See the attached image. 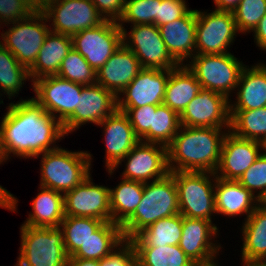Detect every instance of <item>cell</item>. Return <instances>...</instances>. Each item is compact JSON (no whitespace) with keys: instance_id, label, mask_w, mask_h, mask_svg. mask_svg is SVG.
Returning <instances> with one entry per match:
<instances>
[{"instance_id":"cell-1","label":"cell","mask_w":266,"mask_h":266,"mask_svg":"<svg viewBox=\"0 0 266 266\" xmlns=\"http://www.w3.org/2000/svg\"><path fill=\"white\" fill-rule=\"evenodd\" d=\"M7 109L0 122L4 162L11 153L20 158H38L39 154L58 148L54 144L66 135L62 123L33 98L10 103Z\"/></svg>"},{"instance_id":"cell-2","label":"cell","mask_w":266,"mask_h":266,"mask_svg":"<svg viewBox=\"0 0 266 266\" xmlns=\"http://www.w3.org/2000/svg\"><path fill=\"white\" fill-rule=\"evenodd\" d=\"M222 129L181 126L167 147L169 171L215 173L227 134Z\"/></svg>"},{"instance_id":"cell-3","label":"cell","mask_w":266,"mask_h":266,"mask_svg":"<svg viewBox=\"0 0 266 266\" xmlns=\"http://www.w3.org/2000/svg\"><path fill=\"white\" fill-rule=\"evenodd\" d=\"M179 214L178 190L174 177L144 183L143 196L133 215L121 226L124 239H131L156 221Z\"/></svg>"},{"instance_id":"cell-4","label":"cell","mask_w":266,"mask_h":266,"mask_svg":"<svg viewBox=\"0 0 266 266\" xmlns=\"http://www.w3.org/2000/svg\"><path fill=\"white\" fill-rule=\"evenodd\" d=\"M39 155L42 187L65 194L91 175L92 157L87 151L71 152L58 147Z\"/></svg>"},{"instance_id":"cell-5","label":"cell","mask_w":266,"mask_h":266,"mask_svg":"<svg viewBox=\"0 0 266 266\" xmlns=\"http://www.w3.org/2000/svg\"><path fill=\"white\" fill-rule=\"evenodd\" d=\"M18 266H65L68 255L60 227L21 226Z\"/></svg>"},{"instance_id":"cell-6","label":"cell","mask_w":266,"mask_h":266,"mask_svg":"<svg viewBox=\"0 0 266 266\" xmlns=\"http://www.w3.org/2000/svg\"><path fill=\"white\" fill-rule=\"evenodd\" d=\"M170 173L174 177L178 190L179 214L189 218L212 221L211 214L216 213L215 173L192 171Z\"/></svg>"},{"instance_id":"cell-7","label":"cell","mask_w":266,"mask_h":266,"mask_svg":"<svg viewBox=\"0 0 266 266\" xmlns=\"http://www.w3.org/2000/svg\"><path fill=\"white\" fill-rule=\"evenodd\" d=\"M187 68L195 75L203 89L224 95L229 99L236 89L246 65L230 52L222 54H195Z\"/></svg>"},{"instance_id":"cell-8","label":"cell","mask_w":266,"mask_h":266,"mask_svg":"<svg viewBox=\"0 0 266 266\" xmlns=\"http://www.w3.org/2000/svg\"><path fill=\"white\" fill-rule=\"evenodd\" d=\"M46 22L48 20L44 13L35 10L28 17L12 23L13 27L1 33L3 41L0 42L28 69L34 64L51 30Z\"/></svg>"},{"instance_id":"cell-9","label":"cell","mask_w":266,"mask_h":266,"mask_svg":"<svg viewBox=\"0 0 266 266\" xmlns=\"http://www.w3.org/2000/svg\"><path fill=\"white\" fill-rule=\"evenodd\" d=\"M41 11L49 22L53 21L50 31L71 37L105 21L91 0H47Z\"/></svg>"},{"instance_id":"cell-10","label":"cell","mask_w":266,"mask_h":266,"mask_svg":"<svg viewBox=\"0 0 266 266\" xmlns=\"http://www.w3.org/2000/svg\"><path fill=\"white\" fill-rule=\"evenodd\" d=\"M72 43L97 72L123 44V30L117 22L105 20L95 28L74 34Z\"/></svg>"},{"instance_id":"cell-11","label":"cell","mask_w":266,"mask_h":266,"mask_svg":"<svg viewBox=\"0 0 266 266\" xmlns=\"http://www.w3.org/2000/svg\"><path fill=\"white\" fill-rule=\"evenodd\" d=\"M195 54L228 53L227 48L239 34L233 13L214 10L211 13L196 10Z\"/></svg>"},{"instance_id":"cell-12","label":"cell","mask_w":266,"mask_h":266,"mask_svg":"<svg viewBox=\"0 0 266 266\" xmlns=\"http://www.w3.org/2000/svg\"><path fill=\"white\" fill-rule=\"evenodd\" d=\"M31 85L36 94L33 99L61 123L78 108L79 97L84 87L58 75L39 78Z\"/></svg>"},{"instance_id":"cell-13","label":"cell","mask_w":266,"mask_h":266,"mask_svg":"<svg viewBox=\"0 0 266 266\" xmlns=\"http://www.w3.org/2000/svg\"><path fill=\"white\" fill-rule=\"evenodd\" d=\"M132 26L129 34L122 29L123 44L135 54L142 68L170 70L179 66L167 51L155 24Z\"/></svg>"},{"instance_id":"cell-14","label":"cell","mask_w":266,"mask_h":266,"mask_svg":"<svg viewBox=\"0 0 266 266\" xmlns=\"http://www.w3.org/2000/svg\"><path fill=\"white\" fill-rule=\"evenodd\" d=\"M125 159L126 168L121 176L124 179L148 183L151 179L155 181L170 173L167 147L160 144L139 141L113 169L107 170L109 174L112 175Z\"/></svg>"},{"instance_id":"cell-15","label":"cell","mask_w":266,"mask_h":266,"mask_svg":"<svg viewBox=\"0 0 266 266\" xmlns=\"http://www.w3.org/2000/svg\"><path fill=\"white\" fill-rule=\"evenodd\" d=\"M230 102L222 94L202 89L180 114L181 126L224 127L230 131Z\"/></svg>"},{"instance_id":"cell-16","label":"cell","mask_w":266,"mask_h":266,"mask_svg":"<svg viewBox=\"0 0 266 266\" xmlns=\"http://www.w3.org/2000/svg\"><path fill=\"white\" fill-rule=\"evenodd\" d=\"M117 110V96L102 85H84L78 108L62 123L65 134L75 131L86 123L98 125Z\"/></svg>"},{"instance_id":"cell-17","label":"cell","mask_w":266,"mask_h":266,"mask_svg":"<svg viewBox=\"0 0 266 266\" xmlns=\"http://www.w3.org/2000/svg\"><path fill=\"white\" fill-rule=\"evenodd\" d=\"M109 189L94 185L91 176L64 194L65 216L91 217L111 222Z\"/></svg>"},{"instance_id":"cell-18","label":"cell","mask_w":266,"mask_h":266,"mask_svg":"<svg viewBox=\"0 0 266 266\" xmlns=\"http://www.w3.org/2000/svg\"><path fill=\"white\" fill-rule=\"evenodd\" d=\"M169 74L170 70L142 68L139 74L117 96V108L163 104ZM120 95L125 96L121 99Z\"/></svg>"},{"instance_id":"cell-19","label":"cell","mask_w":266,"mask_h":266,"mask_svg":"<svg viewBox=\"0 0 266 266\" xmlns=\"http://www.w3.org/2000/svg\"><path fill=\"white\" fill-rule=\"evenodd\" d=\"M260 149L262 150V142L239 138L228 131L223 139L215 176L226 180H238L260 156Z\"/></svg>"},{"instance_id":"cell-20","label":"cell","mask_w":266,"mask_h":266,"mask_svg":"<svg viewBox=\"0 0 266 266\" xmlns=\"http://www.w3.org/2000/svg\"><path fill=\"white\" fill-rule=\"evenodd\" d=\"M218 228L212 221L183 216L179 247L195 263H208L216 258L221 246L211 241Z\"/></svg>"},{"instance_id":"cell-21","label":"cell","mask_w":266,"mask_h":266,"mask_svg":"<svg viewBox=\"0 0 266 266\" xmlns=\"http://www.w3.org/2000/svg\"><path fill=\"white\" fill-rule=\"evenodd\" d=\"M98 125L104 127L106 169H113L140 139L135 135L127 115L118 109Z\"/></svg>"},{"instance_id":"cell-22","label":"cell","mask_w":266,"mask_h":266,"mask_svg":"<svg viewBox=\"0 0 266 266\" xmlns=\"http://www.w3.org/2000/svg\"><path fill=\"white\" fill-rule=\"evenodd\" d=\"M142 66L124 44L96 72V83L118 96L139 74Z\"/></svg>"},{"instance_id":"cell-23","label":"cell","mask_w":266,"mask_h":266,"mask_svg":"<svg viewBox=\"0 0 266 266\" xmlns=\"http://www.w3.org/2000/svg\"><path fill=\"white\" fill-rule=\"evenodd\" d=\"M196 10H190L184 17L158 27L167 51L179 64L195 55Z\"/></svg>"},{"instance_id":"cell-24","label":"cell","mask_w":266,"mask_h":266,"mask_svg":"<svg viewBox=\"0 0 266 266\" xmlns=\"http://www.w3.org/2000/svg\"><path fill=\"white\" fill-rule=\"evenodd\" d=\"M214 194L216 214L230 217L246 213L247 219L261 204L259 199L237 180L216 177Z\"/></svg>"},{"instance_id":"cell-25","label":"cell","mask_w":266,"mask_h":266,"mask_svg":"<svg viewBox=\"0 0 266 266\" xmlns=\"http://www.w3.org/2000/svg\"><path fill=\"white\" fill-rule=\"evenodd\" d=\"M238 92L234 104L229 110H252L266 107V65L245 66L241 72Z\"/></svg>"},{"instance_id":"cell-26","label":"cell","mask_w":266,"mask_h":266,"mask_svg":"<svg viewBox=\"0 0 266 266\" xmlns=\"http://www.w3.org/2000/svg\"><path fill=\"white\" fill-rule=\"evenodd\" d=\"M72 48L71 36L50 31L34 64L29 68L31 82L42 77L57 75L62 60Z\"/></svg>"},{"instance_id":"cell-27","label":"cell","mask_w":266,"mask_h":266,"mask_svg":"<svg viewBox=\"0 0 266 266\" xmlns=\"http://www.w3.org/2000/svg\"><path fill=\"white\" fill-rule=\"evenodd\" d=\"M243 224V266H253L266 255V205L262 202Z\"/></svg>"},{"instance_id":"cell-28","label":"cell","mask_w":266,"mask_h":266,"mask_svg":"<svg viewBox=\"0 0 266 266\" xmlns=\"http://www.w3.org/2000/svg\"><path fill=\"white\" fill-rule=\"evenodd\" d=\"M201 84L185 64L170 69L163 104L179 115L189 102L202 90Z\"/></svg>"},{"instance_id":"cell-29","label":"cell","mask_w":266,"mask_h":266,"mask_svg":"<svg viewBox=\"0 0 266 266\" xmlns=\"http://www.w3.org/2000/svg\"><path fill=\"white\" fill-rule=\"evenodd\" d=\"M40 193L32 202L33 213L23 225L32 227H59L64 214V194L50 188L40 186Z\"/></svg>"},{"instance_id":"cell-30","label":"cell","mask_w":266,"mask_h":266,"mask_svg":"<svg viewBox=\"0 0 266 266\" xmlns=\"http://www.w3.org/2000/svg\"><path fill=\"white\" fill-rule=\"evenodd\" d=\"M183 227V216L176 214L152 223L131 238L134 247H160L179 245Z\"/></svg>"},{"instance_id":"cell-31","label":"cell","mask_w":266,"mask_h":266,"mask_svg":"<svg viewBox=\"0 0 266 266\" xmlns=\"http://www.w3.org/2000/svg\"><path fill=\"white\" fill-rule=\"evenodd\" d=\"M109 189L111 222L122 226L135 212L142 200L144 183L129 179Z\"/></svg>"},{"instance_id":"cell-32","label":"cell","mask_w":266,"mask_h":266,"mask_svg":"<svg viewBox=\"0 0 266 266\" xmlns=\"http://www.w3.org/2000/svg\"><path fill=\"white\" fill-rule=\"evenodd\" d=\"M123 240L120 225L104 222L72 257L101 260L108 256Z\"/></svg>"},{"instance_id":"cell-33","label":"cell","mask_w":266,"mask_h":266,"mask_svg":"<svg viewBox=\"0 0 266 266\" xmlns=\"http://www.w3.org/2000/svg\"><path fill=\"white\" fill-rule=\"evenodd\" d=\"M229 112L230 131L235 136L259 142L266 139V107Z\"/></svg>"},{"instance_id":"cell-34","label":"cell","mask_w":266,"mask_h":266,"mask_svg":"<svg viewBox=\"0 0 266 266\" xmlns=\"http://www.w3.org/2000/svg\"><path fill=\"white\" fill-rule=\"evenodd\" d=\"M180 127V115L161 104L156 110H152L151 128L140 141L168 147Z\"/></svg>"},{"instance_id":"cell-35","label":"cell","mask_w":266,"mask_h":266,"mask_svg":"<svg viewBox=\"0 0 266 266\" xmlns=\"http://www.w3.org/2000/svg\"><path fill=\"white\" fill-rule=\"evenodd\" d=\"M103 223L91 217L65 216L59 227L67 255L72 256Z\"/></svg>"},{"instance_id":"cell-36","label":"cell","mask_w":266,"mask_h":266,"mask_svg":"<svg viewBox=\"0 0 266 266\" xmlns=\"http://www.w3.org/2000/svg\"><path fill=\"white\" fill-rule=\"evenodd\" d=\"M137 266H194L179 245L134 247Z\"/></svg>"},{"instance_id":"cell-37","label":"cell","mask_w":266,"mask_h":266,"mask_svg":"<svg viewBox=\"0 0 266 266\" xmlns=\"http://www.w3.org/2000/svg\"><path fill=\"white\" fill-rule=\"evenodd\" d=\"M29 80V69L0 42V88L8 98L19 94L24 80ZM16 94V95H15Z\"/></svg>"},{"instance_id":"cell-38","label":"cell","mask_w":266,"mask_h":266,"mask_svg":"<svg viewBox=\"0 0 266 266\" xmlns=\"http://www.w3.org/2000/svg\"><path fill=\"white\" fill-rule=\"evenodd\" d=\"M57 75L61 78L82 85H91L96 83V71L74 48H72L67 56L62 60Z\"/></svg>"},{"instance_id":"cell-39","label":"cell","mask_w":266,"mask_h":266,"mask_svg":"<svg viewBox=\"0 0 266 266\" xmlns=\"http://www.w3.org/2000/svg\"><path fill=\"white\" fill-rule=\"evenodd\" d=\"M161 0H125L124 11L117 21L124 29V23L133 25L154 24L158 20V5Z\"/></svg>"},{"instance_id":"cell-40","label":"cell","mask_w":266,"mask_h":266,"mask_svg":"<svg viewBox=\"0 0 266 266\" xmlns=\"http://www.w3.org/2000/svg\"><path fill=\"white\" fill-rule=\"evenodd\" d=\"M232 13L239 32H253L266 14V0H241Z\"/></svg>"},{"instance_id":"cell-41","label":"cell","mask_w":266,"mask_h":266,"mask_svg":"<svg viewBox=\"0 0 266 266\" xmlns=\"http://www.w3.org/2000/svg\"><path fill=\"white\" fill-rule=\"evenodd\" d=\"M262 203L266 199V155L261 153L256 161L237 180ZM255 190V191H254Z\"/></svg>"},{"instance_id":"cell-42","label":"cell","mask_w":266,"mask_h":266,"mask_svg":"<svg viewBox=\"0 0 266 266\" xmlns=\"http://www.w3.org/2000/svg\"><path fill=\"white\" fill-rule=\"evenodd\" d=\"M159 105H145L136 108H117L124 112L133 127L135 135L141 139L151 128L152 110Z\"/></svg>"},{"instance_id":"cell-43","label":"cell","mask_w":266,"mask_h":266,"mask_svg":"<svg viewBox=\"0 0 266 266\" xmlns=\"http://www.w3.org/2000/svg\"><path fill=\"white\" fill-rule=\"evenodd\" d=\"M100 266H137L136 250L132 241L124 239L115 250L100 260Z\"/></svg>"},{"instance_id":"cell-44","label":"cell","mask_w":266,"mask_h":266,"mask_svg":"<svg viewBox=\"0 0 266 266\" xmlns=\"http://www.w3.org/2000/svg\"><path fill=\"white\" fill-rule=\"evenodd\" d=\"M33 11L24 0H0V24L14 23L28 17Z\"/></svg>"},{"instance_id":"cell-45","label":"cell","mask_w":266,"mask_h":266,"mask_svg":"<svg viewBox=\"0 0 266 266\" xmlns=\"http://www.w3.org/2000/svg\"><path fill=\"white\" fill-rule=\"evenodd\" d=\"M186 4L185 0H161L158 5V20L154 24L159 27L184 17L190 11Z\"/></svg>"},{"instance_id":"cell-46","label":"cell","mask_w":266,"mask_h":266,"mask_svg":"<svg viewBox=\"0 0 266 266\" xmlns=\"http://www.w3.org/2000/svg\"><path fill=\"white\" fill-rule=\"evenodd\" d=\"M91 2L105 20L117 22L124 11L125 0H91Z\"/></svg>"},{"instance_id":"cell-47","label":"cell","mask_w":266,"mask_h":266,"mask_svg":"<svg viewBox=\"0 0 266 266\" xmlns=\"http://www.w3.org/2000/svg\"><path fill=\"white\" fill-rule=\"evenodd\" d=\"M253 33V36H255L254 40L256 41V45L262 50L266 51V14L259 21L257 27L253 30Z\"/></svg>"},{"instance_id":"cell-48","label":"cell","mask_w":266,"mask_h":266,"mask_svg":"<svg viewBox=\"0 0 266 266\" xmlns=\"http://www.w3.org/2000/svg\"><path fill=\"white\" fill-rule=\"evenodd\" d=\"M65 266H100V260L68 256Z\"/></svg>"},{"instance_id":"cell-49","label":"cell","mask_w":266,"mask_h":266,"mask_svg":"<svg viewBox=\"0 0 266 266\" xmlns=\"http://www.w3.org/2000/svg\"><path fill=\"white\" fill-rule=\"evenodd\" d=\"M241 0H214L217 8L215 10L232 12Z\"/></svg>"},{"instance_id":"cell-50","label":"cell","mask_w":266,"mask_h":266,"mask_svg":"<svg viewBox=\"0 0 266 266\" xmlns=\"http://www.w3.org/2000/svg\"><path fill=\"white\" fill-rule=\"evenodd\" d=\"M34 10H42L47 0H24Z\"/></svg>"},{"instance_id":"cell-51","label":"cell","mask_w":266,"mask_h":266,"mask_svg":"<svg viewBox=\"0 0 266 266\" xmlns=\"http://www.w3.org/2000/svg\"><path fill=\"white\" fill-rule=\"evenodd\" d=\"M194 266H218V263H216V260H215V262L213 260V261H210L208 263L195 264Z\"/></svg>"},{"instance_id":"cell-52","label":"cell","mask_w":266,"mask_h":266,"mask_svg":"<svg viewBox=\"0 0 266 266\" xmlns=\"http://www.w3.org/2000/svg\"><path fill=\"white\" fill-rule=\"evenodd\" d=\"M253 266H266V255L258 264L253 265Z\"/></svg>"},{"instance_id":"cell-53","label":"cell","mask_w":266,"mask_h":266,"mask_svg":"<svg viewBox=\"0 0 266 266\" xmlns=\"http://www.w3.org/2000/svg\"><path fill=\"white\" fill-rule=\"evenodd\" d=\"M262 149L265 151L263 153L266 155V139L262 142Z\"/></svg>"},{"instance_id":"cell-54","label":"cell","mask_w":266,"mask_h":266,"mask_svg":"<svg viewBox=\"0 0 266 266\" xmlns=\"http://www.w3.org/2000/svg\"><path fill=\"white\" fill-rule=\"evenodd\" d=\"M3 164V155H2V150H1V145H0V164Z\"/></svg>"}]
</instances>
